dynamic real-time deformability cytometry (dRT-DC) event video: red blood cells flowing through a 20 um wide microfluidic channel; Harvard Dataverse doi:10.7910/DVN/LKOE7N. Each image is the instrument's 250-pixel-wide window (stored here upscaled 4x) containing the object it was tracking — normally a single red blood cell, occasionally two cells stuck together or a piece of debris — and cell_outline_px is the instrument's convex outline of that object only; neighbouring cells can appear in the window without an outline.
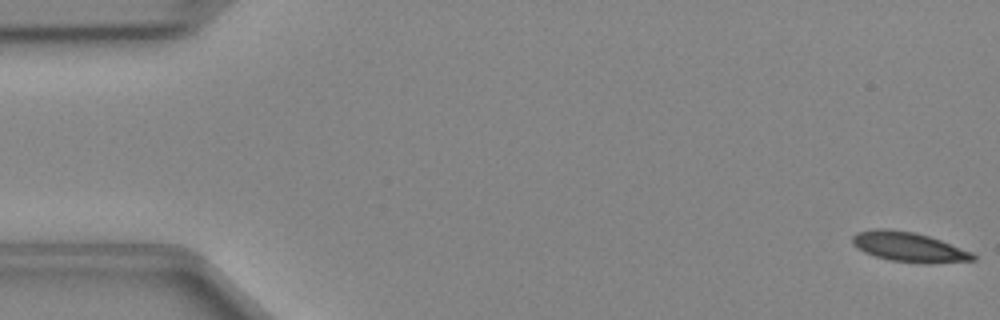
{"species": "Egyptian fruit bat (a non-hibernating species)", "species_latin": "Rousettus aegyptiacus", "temperature_condition": "cold", "stored_images_in_passage": 48, "camera_frame_rate_fps": 3000, "um_per_image_px": 0.085, "animal": {"sex": "female"}, "frame": {"image": 1, "passage_image": 1, "time_ms": 0.0, "image_size_px": [1000, 320], "cell_outline_px": [[976, 260], [928, 264], [924, 264], [892, 260], [876, 256], [864, 252], [852, 244], [852, 236], [856, 232], [872, 228], [888, 228], [912, 232], [928, 236], [940, 240], [972, 252], [976, 256]], "centroid_in_image_um": [77.23, 20.99], "position_along_channel_um": 7.8, "area_um2": 20.92}}
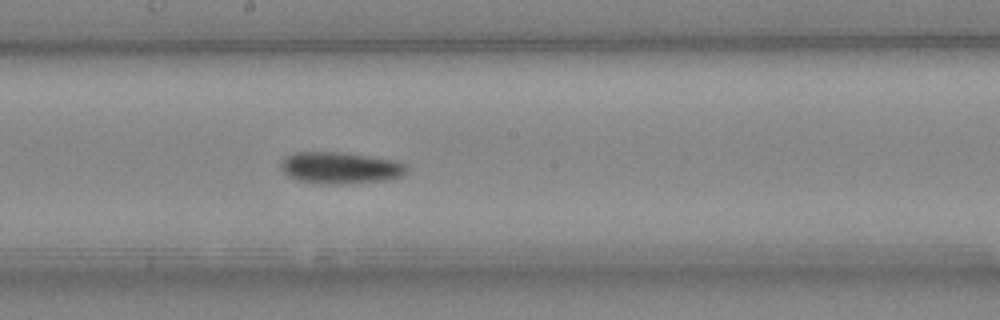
{"frame": {"image": 2, "passage_image": 26, "time_ms": 8.333, "image_size_px": [1000, 320], "cell_outline_px": [[408, 168], [404, 176], [388, 180], [332, 184], [328, 184], [296, 180], [288, 176], [280, 168], [280, 160], [284, 156], [292, 152], [340, 152], [396, 160], [408, 164]], "centroid_in_image_um": [28.92, 14.25], "position_along_channel_um": 219.3, "area_um2": 23.47}}
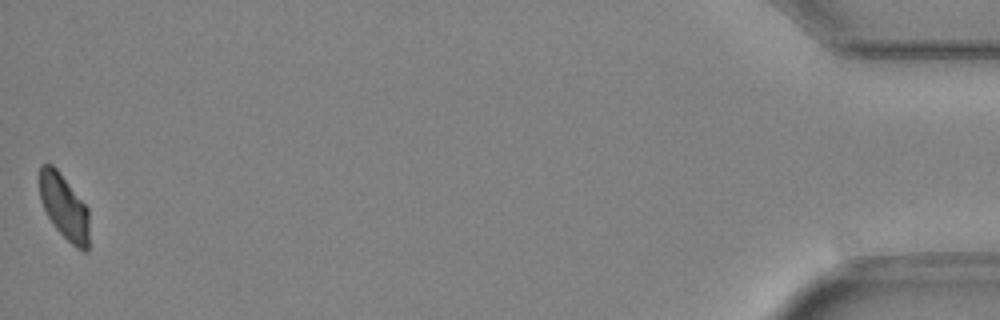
{"frame": {"image": 3, "passage_image": 48, "time_ms": 15.667, "image_size_px": [1000, 320], "cell_outline_px": [[88, 252], [84, 252], [76, 248], [52, 224], [40, 200], [40, 164], [52, 164], [56, 168], [88, 208]], "centroid_in_image_um": [5.45, 17.6], "position_along_channel_um": 429.7, "area_um2": 18.55}}